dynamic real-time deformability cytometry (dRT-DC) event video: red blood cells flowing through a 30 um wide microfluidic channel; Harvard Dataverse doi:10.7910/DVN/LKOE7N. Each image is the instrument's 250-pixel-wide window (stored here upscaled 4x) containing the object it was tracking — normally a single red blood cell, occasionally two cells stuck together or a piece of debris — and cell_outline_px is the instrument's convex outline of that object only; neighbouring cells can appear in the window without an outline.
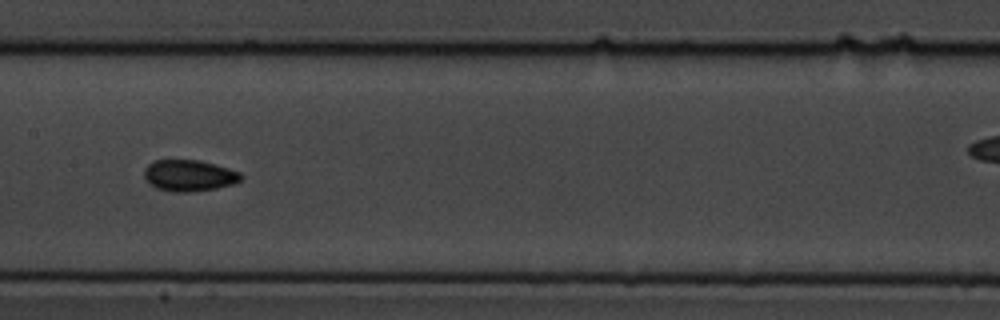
{"species": "common noctule bat (a hibernating species)", "species_latin": "Nyctalus noctula", "temperature_condition": "cold", "stored_images_in_passage": 10, "camera_frame_rate_fps": 3000, "um_per_image_px": 0.085, "animal": {"sex": "male", "body_mass_g": 19.5, "forearm_length_mm": 54.6}, "frame": {"image": 1, "passage_image": 9, "time_ms": 9.333, "image_size_px": [1000, 320], "cell_outline_px": [[244, 176], [240, 180], [232, 184], [216, 188], [188, 192], [172, 192], [156, 188], [144, 176], [144, 168], [152, 160], [200, 160], [228, 168], [240, 172]], "centroid_in_image_um": [16.07, 14.91], "position_along_channel_um": 191.3, "area_um2": 17.63}}